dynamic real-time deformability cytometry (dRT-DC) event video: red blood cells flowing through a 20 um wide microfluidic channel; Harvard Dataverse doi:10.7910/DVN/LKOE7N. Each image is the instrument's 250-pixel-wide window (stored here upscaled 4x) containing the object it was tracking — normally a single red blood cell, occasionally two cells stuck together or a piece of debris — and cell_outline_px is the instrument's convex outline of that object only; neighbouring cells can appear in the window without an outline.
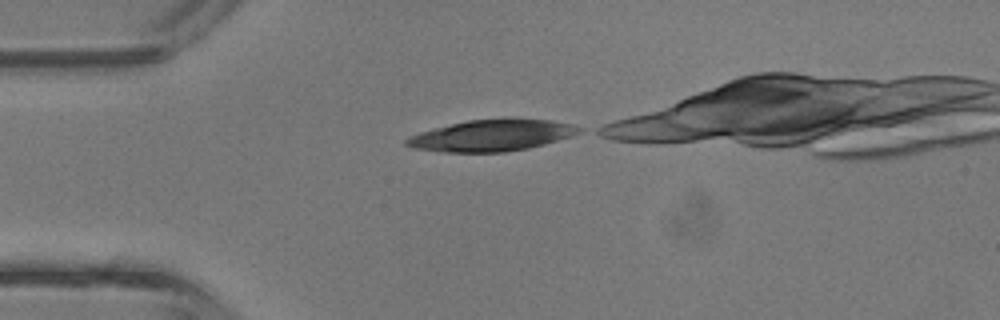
{"species": "common noctule bat (a hibernating species)", "species_latin": "Nyctalus noctula", "temperature_condition": "room temperature", "stored_images_in_passage": 4, "camera_frame_rate_fps": 3000, "um_per_image_px": 0.085, "animal": {"sex": "male", "body_mass_g": 13.3}, "frame": {"image": 1, "passage_image": 1, "time_ms": 0.0, "image_size_px": [1000, 320], "cell_outline_px": [[584, 128], [580, 132], [572, 136], [544, 144], [528, 148], [504, 152], [444, 152], [412, 148], [404, 144], [404, 140], [408, 136], [420, 132], [468, 120], [504, 116], [508, 116], [552, 120], [572, 124]], "centroid_in_image_um": [41.84, 11.48], "position_along_channel_um": 43.2, "area_um2": 32.31}}